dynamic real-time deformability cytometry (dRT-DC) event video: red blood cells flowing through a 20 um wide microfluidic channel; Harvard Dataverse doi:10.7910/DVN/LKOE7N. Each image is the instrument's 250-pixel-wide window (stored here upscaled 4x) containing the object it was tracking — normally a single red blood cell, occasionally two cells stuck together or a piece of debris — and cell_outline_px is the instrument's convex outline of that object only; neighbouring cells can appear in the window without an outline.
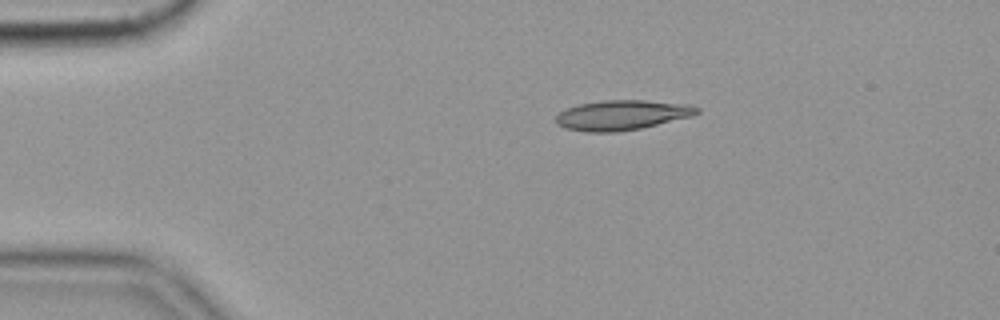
{"species": "common noctule bat (a hibernating species)", "species_latin": "Nyctalus noctula", "temperature_condition": "cold", "stored_images_in_passage": 55, "camera_frame_rate_fps": 3000, "um_per_image_px": 0.085, "animal": {"sex": "female", "body_mass_g": 19.9}, "frame": {"image": 1, "passage_image": 10, "time_ms": 3.0, "image_size_px": [1000, 320], "cell_outline_px": [[700, 112], [692, 116], [640, 128], [616, 132], [588, 132], [564, 128], [556, 124], [556, 116], [560, 112], [568, 108], [580, 104], [604, 100], [644, 100], [688, 104], [700, 108]], "centroid_in_image_um": [52.87, 9.78], "position_along_channel_um": 32.1, "area_um2": 24.45}}
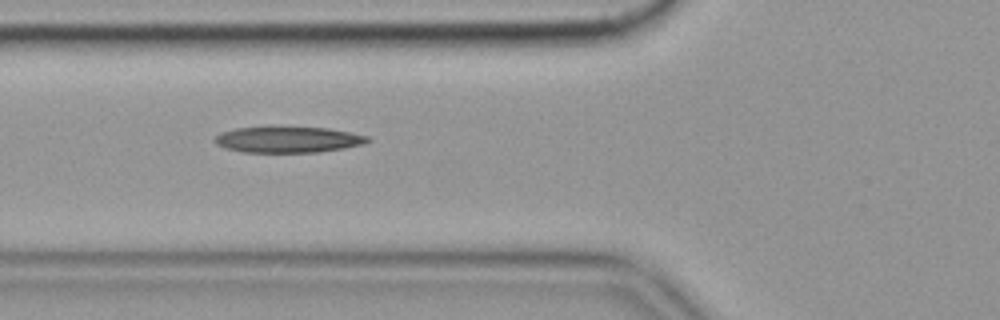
{"frame": {"image": 2, "passage_image": 20, "time_ms": 6.333, "image_size_px": [1000, 320], "cell_outline_px": [[372, 140], [364, 144], [344, 148], [320, 152], [244, 152], [224, 148], [216, 144], [212, 140], [220, 132], [236, 128], [272, 124], [328, 128], [368, 136]], "centroid_in_image_um": [24.43, 11.82], "position_along_channel_um": 101.4, "area_um2": 24.22}}
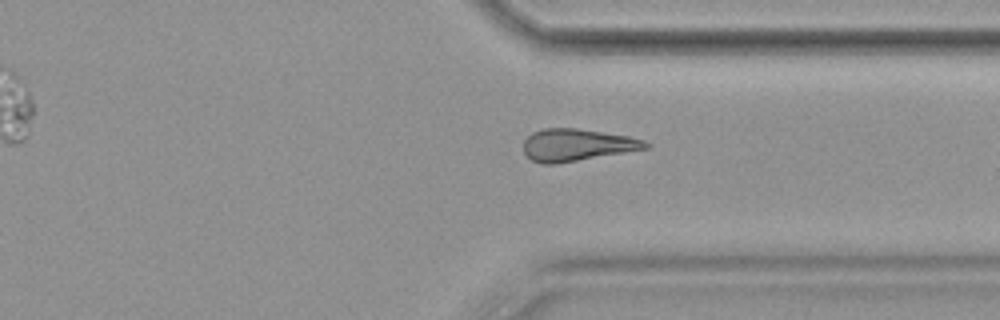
{"frame": {"image": 3, "passage_image": 42, "time_ms": 13.667, "image_size_px": [1000, 320], "cell_outline_px": [[652, 144], [648, 148], [552, 164], [540, 164], [532, 160], [524, 152], [524, 140], [532, 132], [544, 128], [576, 128], [628, 136], [644, 140]], "centroid_in_image_um": [49.02, 12.31], "position_along_channel_um": 362.4, "area_um2": 22.54}}